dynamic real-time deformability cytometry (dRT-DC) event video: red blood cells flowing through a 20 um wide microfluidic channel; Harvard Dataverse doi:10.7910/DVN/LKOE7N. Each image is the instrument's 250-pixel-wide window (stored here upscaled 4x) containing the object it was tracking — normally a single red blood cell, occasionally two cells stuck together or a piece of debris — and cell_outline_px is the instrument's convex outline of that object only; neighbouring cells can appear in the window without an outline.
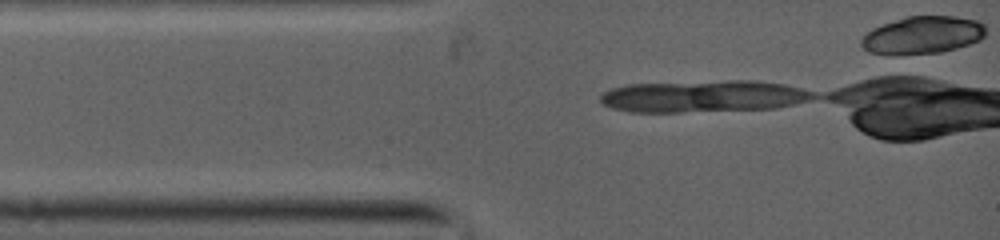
{"species": "common noctule bat (a hibernating species)", "species_latin": "Nyctalus noctula", "temperature_condition": "warm", "stored_images_in_passage": 7, "camera_frame_rate_fps": 5000, "um_per_image_px": 0.085, "animal": {"sex": "female", "body_mass_g": 19.0, "forearm_length_mm": 53.3}, "frame": {"image": 1, "passage_image": 1, "time_ms": 0.0, "image_size_px": [1000, 240], "cell_outline_px": [[984, 36], [980, 40], [956, 48], [940, 52], [868, 52], [860, 44], [860, 40], [872, 28], [908, 16], [952, 16], [976, 20], [984, 24]], "centroid_in_image_um": [78.46, 2.94], "position_along_channel_um": 6.5, "area_um2": 26.18}}
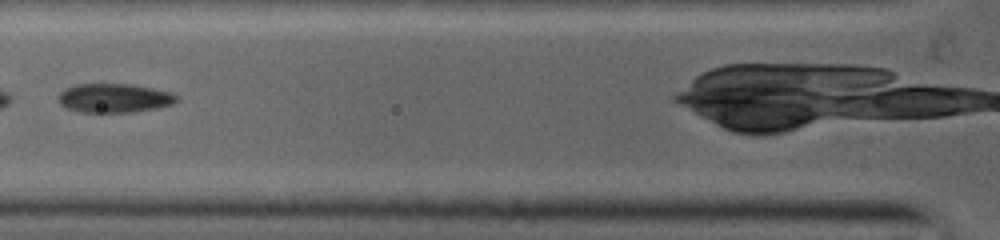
{"frame": {"image": 2, "passage_image": 5, "time_ms": 2.6, "image_size_px": [1000, 240], "cell_outline_px": [[176, 100], [172, 104], [152, 108], [128, 112], [84, 112], [68, 108], [60, 100], [60, 92], [76, 84], [128, 84], [152, 88], [168, 92], [176, 96]], "centroid_in_image_um": [9.7, 8.32], "position_along_channel_um": 116.1, "area_um2": 19.19}}
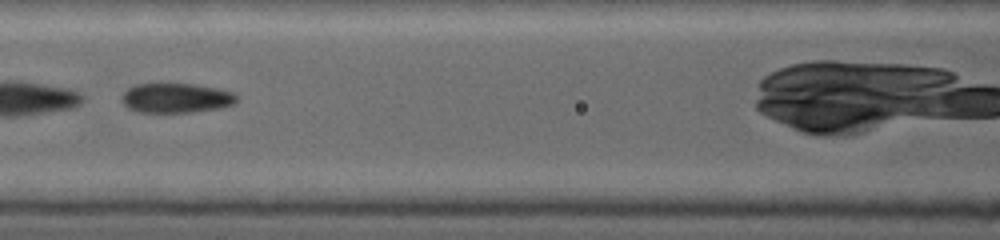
{"frame": {"image": 3, "passage_image": 6, "time_ms": 3.4, "image_size_px": [1000, 240], "cell_outline_px": [[236, 100], [232, 104], [212, 108], [184, 112], [144, 112], [132, 108], [124, 100], [124, 92], [128, 88], [136, 84], [192, 84], [212, 88], [228, 92], [236, 96]], "centroid_in_image_um": [14.93, 8.31], "position_along_channel_um": 151.7, "area_um2": 18.61}}